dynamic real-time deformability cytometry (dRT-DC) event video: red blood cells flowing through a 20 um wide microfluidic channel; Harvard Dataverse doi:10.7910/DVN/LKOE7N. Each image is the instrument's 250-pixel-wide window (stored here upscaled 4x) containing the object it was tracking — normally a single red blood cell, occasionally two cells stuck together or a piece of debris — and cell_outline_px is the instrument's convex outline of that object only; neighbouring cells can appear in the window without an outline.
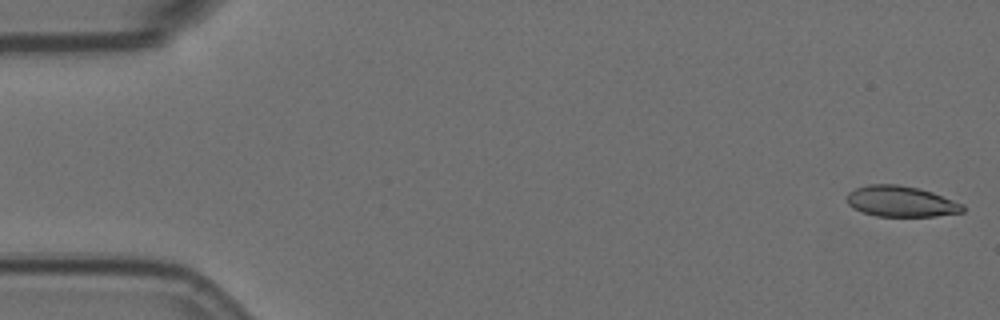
{"species": "Egyptian fruit bat (a non-hibernating species)", "species_latin": "Rousettus aegyptiacus", "temperature_condition": "room temperature", "stored_images_in_passage": 15, "camera_frame_rate_fps": 3000, "um_per_image_px": 0.085, "animal": {"sex": "female"}, "frame": {"image": 1, "passage_image": 1, "time_ms": 0.0, "image_size_px": [1000, 320], "cell_outline_px": [[964, 212], [936, 216], [876, 216], [860, 212], [852, 208], [848, 204], [848, 192], [856, 188], [868, 184], [896, 184], [920, 188], [932, 192], [964, 204]], "centroid_in_image_um": [76.58, 17.12], "position_along_channel_um": 8.4, "area_um2": 20.92}}
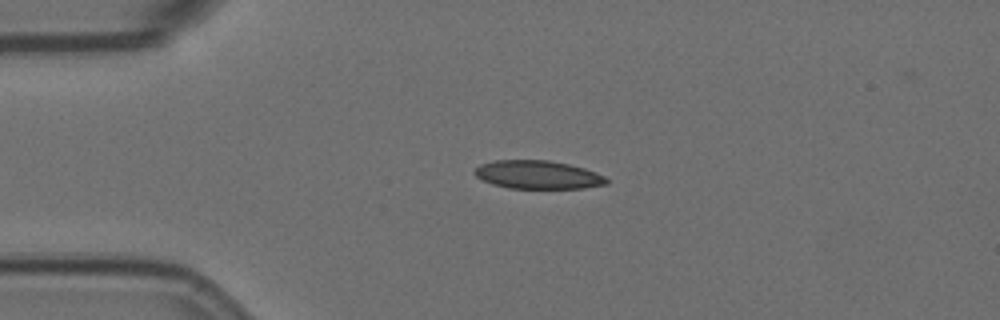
{"frame": {"image": 2, "passage_image": 13, "time_ms": 4.0, "image_size_px": [1000, 320], "cell_outline_px": [[608, 184], [584, 188], [508, 188], [492, 184], [476, 176], [472, 172], [480, 164], [496, 160], [548, 160], [568, 164], [584, 168], [596, 172], [604, 176], [608, 180]], "centroid_in_image_um": [45.72, 14.85], "position_along_channel_um": 39.3, "area_um2": 21.73}}